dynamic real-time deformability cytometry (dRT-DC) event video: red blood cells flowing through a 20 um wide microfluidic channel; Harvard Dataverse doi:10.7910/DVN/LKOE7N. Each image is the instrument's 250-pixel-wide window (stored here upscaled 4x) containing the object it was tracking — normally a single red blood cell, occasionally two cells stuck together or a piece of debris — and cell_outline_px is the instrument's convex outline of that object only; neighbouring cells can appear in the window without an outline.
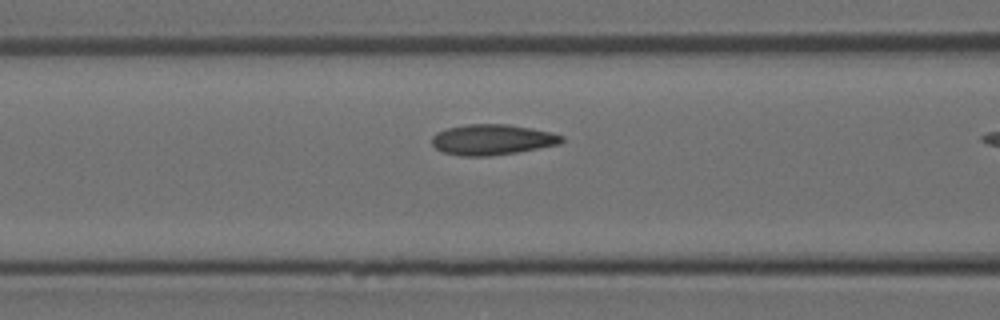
{"species": "Egyptian fruit bat (a non-hibernating species)", "species_latin": "Rousettus aegyptiacus", "temperature_condition": "room temperature", "stored_images_in_passage": 10, "camera_frame_rate_fps": 3000, "um_per_image_px": 0.085, "animal": {"sex": "female"}, "frame": {"image": 1, "passage_image": 9, "time_ms": 2.667, "image_size_px": [1000, 320], "cell_outline_px": [[564, 140], [560, 144], [516, 152], [488, 156], [460, 156], [444, 152], [436, 148], [432, 144], [432, 136], [436, 132], [448, 128], [468, 124], [508, 124], [552, 132], [564, 136]], "centroid_in_image_um": [41.84, 11.86], "position_along_channel_um": 124.8, "area_um2": 23.06}}